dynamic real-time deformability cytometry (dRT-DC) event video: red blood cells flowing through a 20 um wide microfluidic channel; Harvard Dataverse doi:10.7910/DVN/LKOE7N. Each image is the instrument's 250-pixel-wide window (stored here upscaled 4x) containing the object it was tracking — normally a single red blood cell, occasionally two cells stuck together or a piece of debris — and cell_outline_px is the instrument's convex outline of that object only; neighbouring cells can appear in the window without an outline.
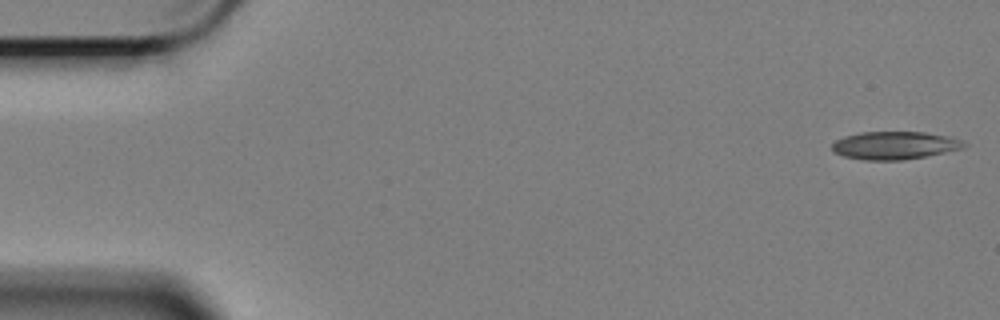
{"species": "Egyptian fruit bat (a non-hibernating species)", "species_latin": "Rousettus aegyptiacus", "temperature_condition": "cold", "stored_images_in_passage": 58, "camera_frame_rate_fps": 3000, "um_per_image_px": 0.085, "animal": {"sex": "female"}, "frame": {"image": 1, "passage_image": 1, "time_ms": 0.0, "image_size_px": [1000, 320], "cell_outline_px": [[968, 144], [960, 148], [944, 152], [904, 160], [864, 160], [844, 156], [832, 152], [832, 144], [836, 140], [844, 136], [860, 132], [924, 132], [948, 136], [960, 140]], "centroid_in_image_um": [75.98, 12.35], "position_along_channel_um": 9.0, "area_um2": 21.27}}
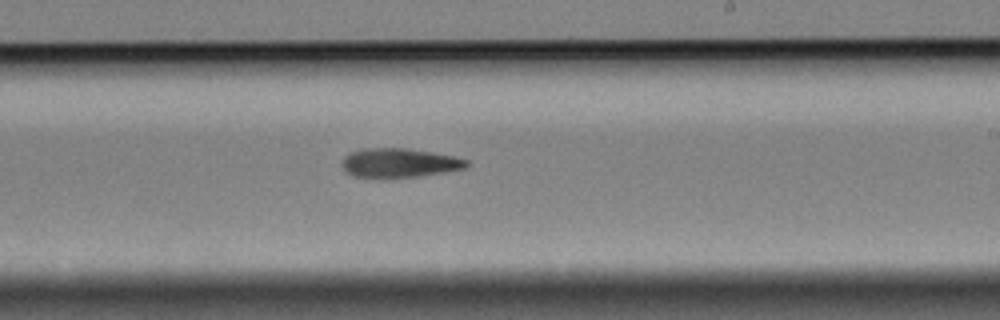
{"frame": {"image": 2, "passage_image": 34, "time_ms": 11.0, "image_size_px": [1000, 320], "cell_outline_px": [[472, 164], [464, 168], [444, 172], [420, 176], [380, 180], [352, 176], [344, 168], [344, 156], [352, 152], [364, 148], [404, 148], [432, 152], [452, 156], [468, 160]], "centroid_in_image_um": [33.94, 13.88], "position_along_channel_um": 255.1, "area_um2": 21.5}}
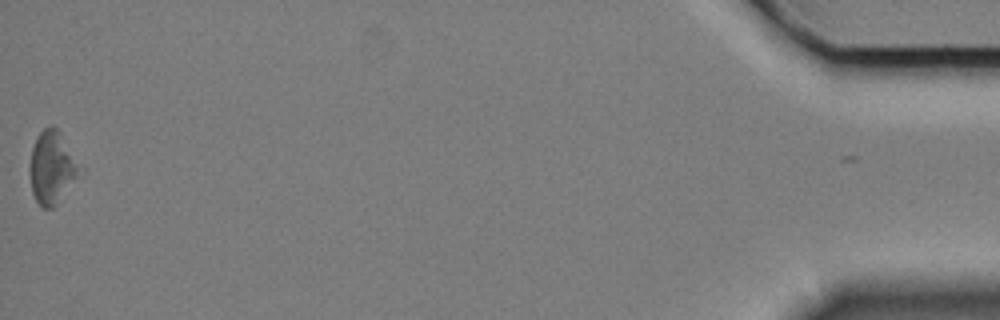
{"frame": {"image": 3, "passage_image": 58, "time_ms": 19.0, "image_size_px": [1000, 320], "cell_outline_px": [[84, 176], [52, 208], [44, 208], [36, 200], [32, 192], [28, 172], [28, 168], [32, 148], [36, 136], [44, 128], [52, 124], [60, 132], [84, 172]], "centroid_in_image_um": [4.45, 14.26], "position_along_channel_um": 430.7, "area_um2": 21.79}}